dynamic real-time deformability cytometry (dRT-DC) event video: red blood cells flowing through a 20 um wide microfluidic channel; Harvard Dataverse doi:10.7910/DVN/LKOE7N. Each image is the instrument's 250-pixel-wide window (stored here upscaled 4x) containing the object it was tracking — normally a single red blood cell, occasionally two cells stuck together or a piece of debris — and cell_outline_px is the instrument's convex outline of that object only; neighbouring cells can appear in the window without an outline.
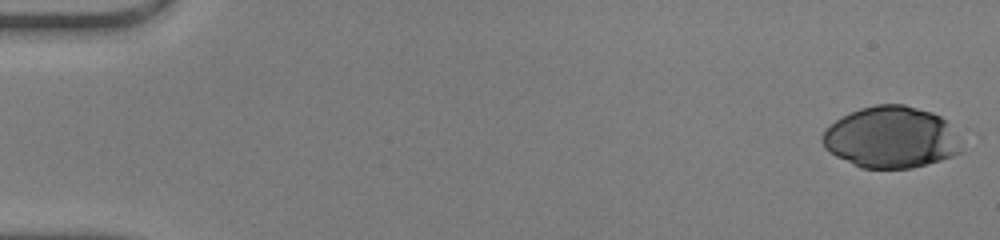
{"species": "human", "species_latin": "Homo sapiens", "temperature_condition": "warm", "stored_images_in_passage": 48, "camera_frame_rate_fps": 3000, "um_per_image_px": 0.085, "donor": {"sex": "male"}, "frame": {"image": 1, "passage_image": 1, "time_ms": 0.0, "image_size_px": [1000, 240], "cell_outline_px": [[964, 152], [940, 160], [912, 168], [860, 168], [836, 156], [824, 148], [824, 132], [836, 120], [860, 108], [876, 104], [904, 104], [932, 112], [940, 116], [944, 120]], "centroid_in_image_um": [75.73, 11.68], "position_along_channel_um": 9.3, "area_um2": 49.13}}
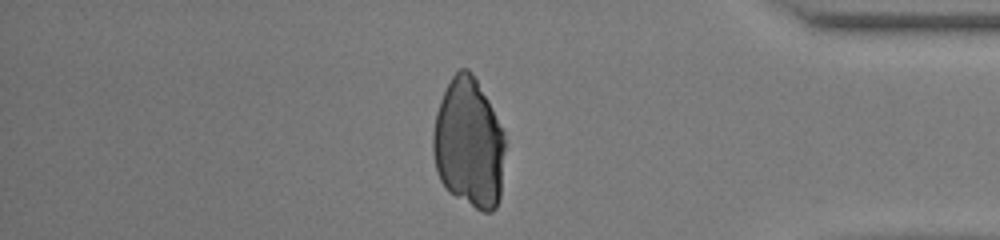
{"frame": {"image": 2, "passage_image": 41, "time_ms": 13.333, "image_size_px": [1000, 240], "cell_outline_px": [[504, 148], [500, 196], [496, 208], [492, 212], [484, 212], [476, 208], [448, 192], [440, 180], [436, 172], [432, 152], [432, 132], [436, 112], [440, 100], [452, 76], [460, 68], [468, 68], [472, 72], [504, 128]], "centroid_in_image_um": [39.83, 12.18], "position_along_channel_um": 395.4, "area_um2": 54.79}}
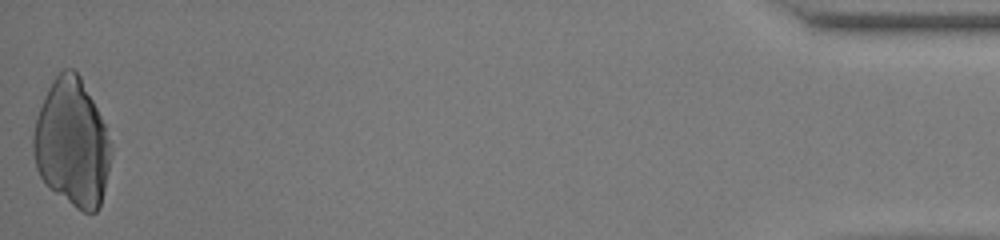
{"frame": {"image": 3, "passage_image": 48, "time_ms": 15.667, "image_size_px": [1000, 240], "cell_outline_px": [[112, 152], [108, 172], [100, 208], [96, 212], [84, 212], [76, 208], [48, 188], [40, 176], [36, 168], [32, 152], [32, 136], [36, 116], [44, 96], [52, 80], [64, 68], [72, 68], [80, 76], [104, 124], [112, 144]], "centroid_in_image_um": [6.1, 12.18], "position_along_channel_um": 429.1, "area_um2": 57.97}}